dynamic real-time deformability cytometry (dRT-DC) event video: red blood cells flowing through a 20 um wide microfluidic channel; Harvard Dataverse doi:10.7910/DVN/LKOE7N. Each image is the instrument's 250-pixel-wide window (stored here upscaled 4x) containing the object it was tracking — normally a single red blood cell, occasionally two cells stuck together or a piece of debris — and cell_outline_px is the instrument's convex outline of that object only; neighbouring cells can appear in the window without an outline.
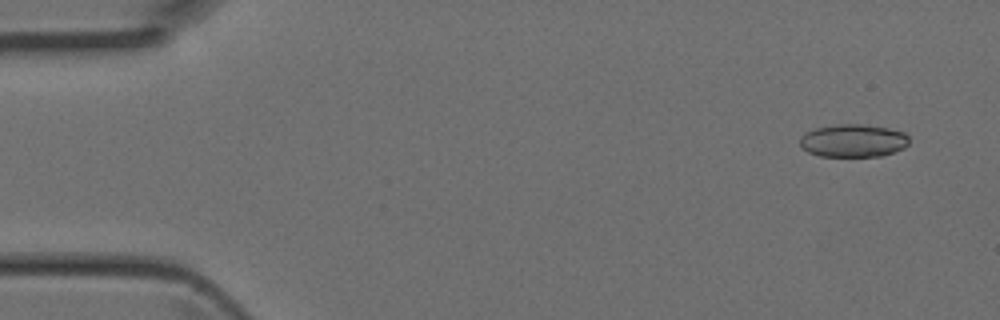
{"species": "Egyptian fruit bat (a non-hibernating species)", "species_latin": "Rousettus aegyptiacus", "temperature_condition": "room temperature", "stored_images_in_passage": 4, "camera_frame_rate_fps": 3000, "um_per_image_px": 0.085, "animal": {"sex": "female"}, "frame": {"image": 1, "passage_image": 1, "time_ms": 0.0, "image_size_px": [1000, 320], "cell_outline_px": [[908, 144], [904, 148], [880, 156], [820, 156], [808, 152], [800, 148], [800, 136], [804, 132], [816, 128], [840, 124], [864, 124], [888, 128], [904, 132], [908, 136]], "centroid_in_image_um": [72.49, 11.95], "position_along_channel_um": 12.5, "area_um2": 20.98}}
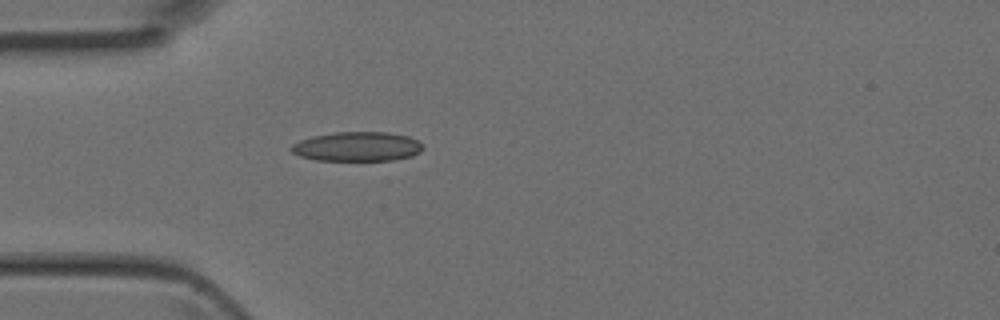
{"frame": {"image": 2, "passage_image": 4, "time_ms": 1.0, "image_size_px": [1000, 320], "cell_outline_px": [[424, 148], [420, 152], [412, 156], [392, 160], [316, 160], [300, 156], [292, 152], [288, 148], [292, 144], [300, 140], [312, 136], [336, 132], [388, 132], [408, 136], [420, 140], [424, 144]], "centroid_in_image_um": [30.39, 12.45], "position_along_channel_um": 54.6, "area_um2": 22.77}}